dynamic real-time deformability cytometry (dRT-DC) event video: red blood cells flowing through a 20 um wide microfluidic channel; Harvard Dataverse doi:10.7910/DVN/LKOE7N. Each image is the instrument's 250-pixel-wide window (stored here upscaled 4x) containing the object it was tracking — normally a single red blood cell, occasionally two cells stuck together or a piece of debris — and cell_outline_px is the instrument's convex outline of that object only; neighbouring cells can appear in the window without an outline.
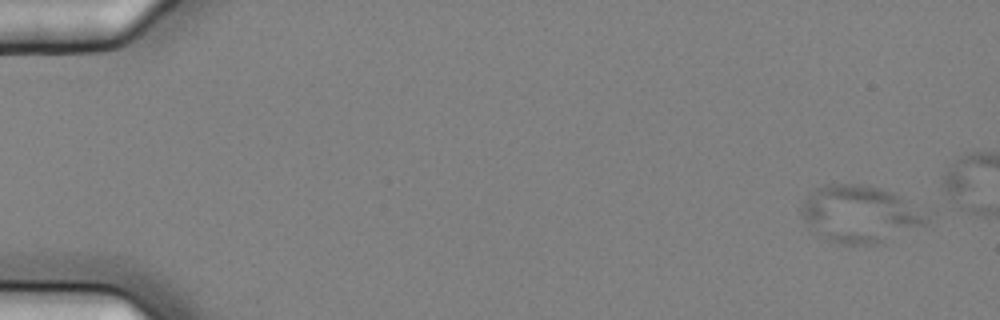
{"species": "common noctule bat (a hibernating species)", "species_latin": "Nyctalus noctula", "temperature_condition": "cold", "stored_images_in_passage": 3, "camera_frame_rate_fps": 3000, "um_per_image_px": 0.085, "animal": {"sex": "female", "body_mass_g": 25.1}, "frame": {"image": 1, "passage_image": 2, "time_ms": 0.333, "image_size_px": [1000, 320], "cell_outline_px": [[928, 220], [924, 224], [884, 244], [844, 244], [824, 240], [816, 236], [808, 228], [800, 212], [800, 208], [804, 200], [816, 188], [824, 184], [860, 184], [880, 188], [892, 192], [900, 196], [928, 216]], "centroid_in_image_um": [73.02, 18.22], "position_along_channel_um": 12.0, "area_um2": 41.85}}